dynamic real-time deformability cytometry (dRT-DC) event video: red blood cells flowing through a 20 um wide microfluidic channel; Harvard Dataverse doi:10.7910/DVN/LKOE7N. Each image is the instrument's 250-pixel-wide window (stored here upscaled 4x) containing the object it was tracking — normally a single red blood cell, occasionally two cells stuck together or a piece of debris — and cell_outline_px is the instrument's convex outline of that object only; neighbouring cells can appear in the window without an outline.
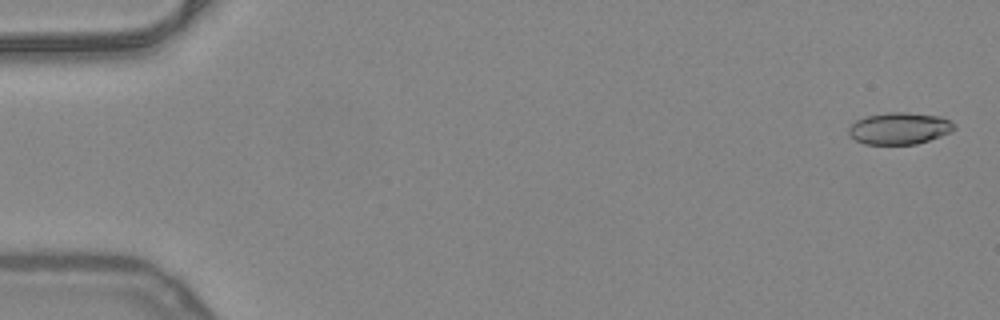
{"species": "common noctule bat (a hibernating species)", "species_latin": "Nyctalus noctula", "temperature_condition": "warm", "stored_images_in_passage": 52, "camera_frame_rate_fps": 3000, "um_per_image_px": 0.085, "animal": {"sex": "female", "body_mass_g": 24.6, "forearm_length_mm": 56.2}, "frame": {"image": 1, "passage_image": 2, "time_ms": 0.333, "image_size_px": [1000, 320], "cell_outline_px": [[956, 128], [952, 132], [916, 144], [864, 144], [848, 136], [848, 128], [856, 120], [868, 116], [888, 112], [904, 112], [940, 116], [956, 124]], "centroid_in_image_um": [76.45, 10.91], "position_along_channel_um": 8.6, "area_um2": 19.59}}
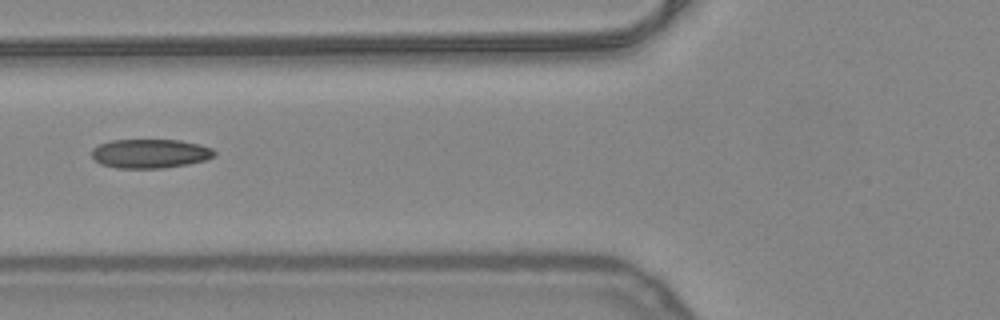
{"frame": {"image": 2, "passage_image": 21, "time_ms": 6.667, "image_size_px": [1000, 320], "cell_outline_px": [[216, 156], [204, 160], [188, 164], [164, 168], [116, 168], [100, 164], [92, 156], [92, 148], [100, 144], [112, 140], [180, 140], [200, 144], [212, 148], [216, 152]], "centroid_in_image_um": [12.78, 13.05], "position_along_channel_um": 113.0, "area_um2": 20.87}}
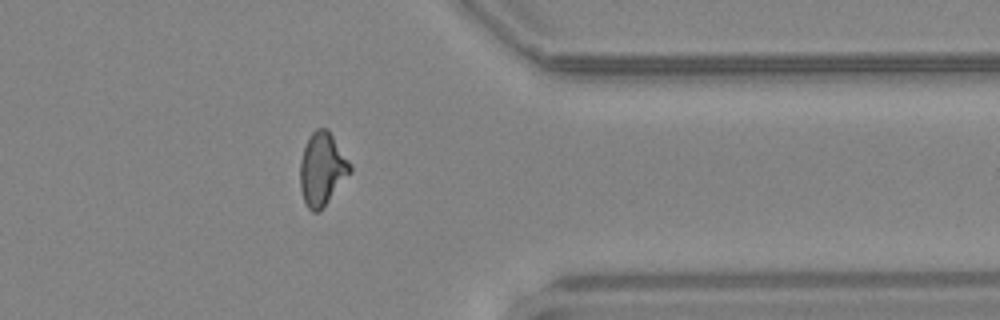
{"frame": {"image": 3, "passage_image": 42, "time_ms": 13.667, "image_size_px": [1000, 320], "cell_outline_px": [[352, 172], [324, 208], [320, 212], [312, 212], [308, 208], [304, 200], [300, 188], [300, 160], [308, 136], [316, 128], [328, 128], [352, 164]], "centroid_in_image_um": [27.4, 14.38], "position_along_channel_um": 384.0, "area_um2": 21.73}, "authors_computed_cell_mechanics": {"area_um2": 20.4323, "velocity_mm_per_s": 4.0392, "shape_relaxation_time_tau1_ms": null, "shape_relaxation_time_tau2_ms": 1.933, "deformation_change_tau1": null, "deformation_change_tau2": 0.0825}}